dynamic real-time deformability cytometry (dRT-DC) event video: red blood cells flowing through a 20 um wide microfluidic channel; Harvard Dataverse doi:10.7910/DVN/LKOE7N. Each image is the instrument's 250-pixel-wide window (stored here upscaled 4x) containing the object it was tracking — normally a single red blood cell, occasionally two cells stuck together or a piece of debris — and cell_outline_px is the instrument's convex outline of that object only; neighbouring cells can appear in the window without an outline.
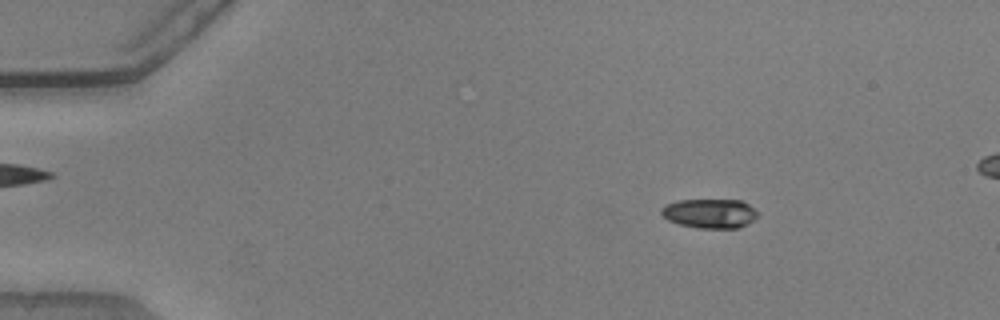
{"species": "common noctule bat (a hibernating species)", "species_latin": "Nyctalus noctula", "temperature_condition": "warm", "stored_images_in_passage": 53, "segment_of_instrument_passage": [1, 2], "camera_frame_rate_fps": 3000, "um_per_image_px": 0.085, "animal": {"sex": "male", "body_mass_g": 20.5, "forearm_length_mm": 52.5}, "frame": {"image": 1, "passage_image": 7, "time_ms": 2.0, "image_size_px": [1000, 320], "cell_outline_px": [[760, 216], [748, 224], [740, 228], [696, 228], [680, 224], [668, 220], [660, 212], [660, 208], [664, 204], [676, 200], [740, 200], [748, 204], [760, 212]], "centroid_in_image_um": [60.36, 18.14], "position_along_channel_um": 24.6, "area_um2": 16.82}}
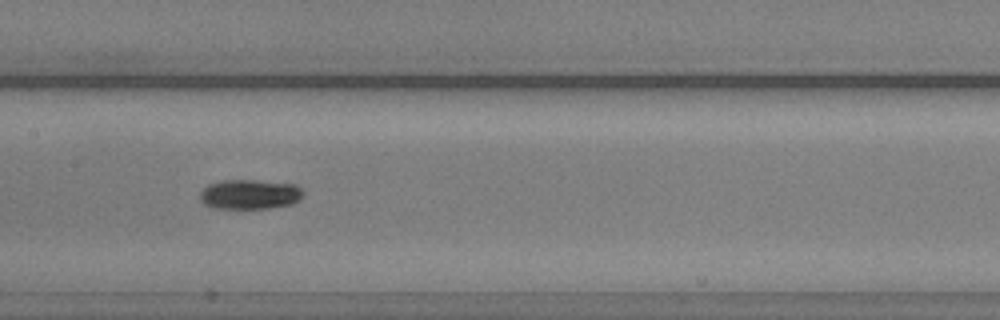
{"frame": {"image": 2, "passage_image": 26, "time_ms": 8.333, "image_size_px": [1000, 320], "cell_outline_px": [[304, 196], [300, 200], [292, 204], [268, 208], [212, 208], [204, 204], [200, 200], [200, 192], [208, 184], [220, 180], [256, 180], [296, 184], [304, 192]], "centroid_in_image_um": [21.24, 16.51], "position_along_channel_um": 186.2, "area_um2": 18.09}}
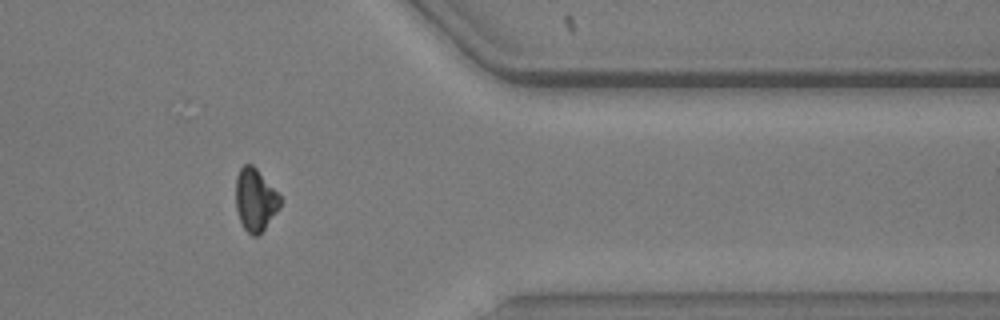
{"frame": {"image": 3, "passage_image": 43, "time_ms": 14.0, "image_size_px": [1000, 320], "cell_outline_px": [[280, 208], [264, 228], [256, 236], [252, 236], [244, 228], [240, 220], [236, 208], [236, 176], [240, 168], [244, 164], [252, 164], [256, 168], [280, 196]], "centroid_in_image_um": [21.68, 16.97], "position_along_channel_um": 389.7, "area_um2": 15.9}}